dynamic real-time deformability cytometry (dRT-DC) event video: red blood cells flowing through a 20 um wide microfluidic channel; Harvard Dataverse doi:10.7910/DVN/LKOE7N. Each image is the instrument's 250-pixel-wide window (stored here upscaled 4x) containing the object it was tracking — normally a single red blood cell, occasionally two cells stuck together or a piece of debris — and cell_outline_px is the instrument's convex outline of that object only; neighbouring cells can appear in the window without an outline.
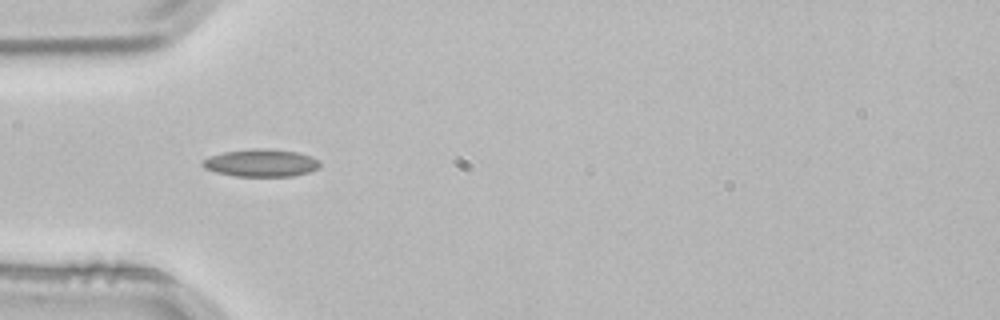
{"species": "common noctule bat (a hibernating species)", "species_latin": "Nyctalus noctula", "temperature_condition": "room temperature", "stored_images_in_passage": 3, "camera_frame_rate_fps": 3000, "um_per_image_px": 0.085, "animal": {"sex": "male", "body_mass_g": 21.5, "forearm_length_mm": 52.0}, "frame": {"image": 1, "passage_image": 3, "time_ms": 0.667, "image_size_px": [1000, 320], "cell_outline_px": [[320, 168], [308, 172], [292, 176], [236, 176], [216, 172], [204, 168], [200, 164], [208, 156], [224, 152], [252, 148], [268, 148], [296, 152], [312, 156], [320, 160]], "centroid_in_image_um": [22.2, 13.84], "position_along_channel_um": 62.8, "area_um2": 18.96}}